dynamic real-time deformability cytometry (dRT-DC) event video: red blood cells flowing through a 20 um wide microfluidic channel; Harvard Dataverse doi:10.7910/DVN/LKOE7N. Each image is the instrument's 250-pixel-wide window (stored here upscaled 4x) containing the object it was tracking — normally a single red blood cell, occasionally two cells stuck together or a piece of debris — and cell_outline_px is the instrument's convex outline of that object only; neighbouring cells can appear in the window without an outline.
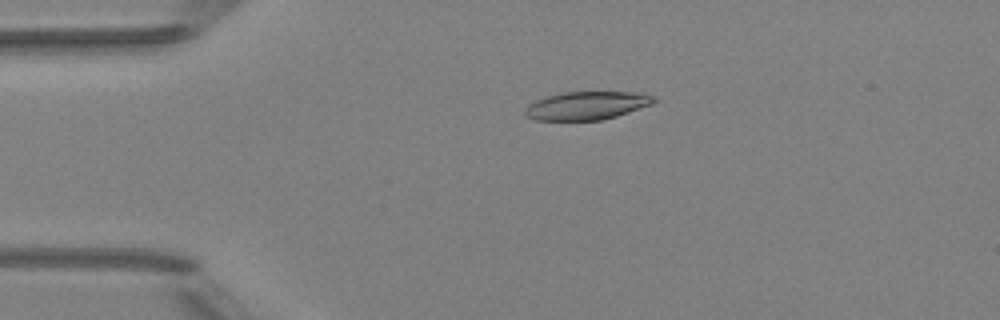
{"species": "Egyptian fruit bat (a non-hibernating species)", "species_latin": "Rousettus aegyptiacus", "temperature_condition": "room temperature", "stored_images_in_passage": 48, "camera_frame_rate_fps": 3000, "um_per_image_px": 0.085, "animal": {"sex": "female"}, "frame": {"image": 1, "passage_image": 8, "time_ms": 2.333, "image_size_px": [1000, 320], "cell_outline_px": [[656, 100], [652, 104], [616, 116], [600, 120], [536, 120], [524, 116], [524, 108], [528, 104], [544, 96], [560, 92], [644, 92], [656, 96]], "centroid_in_image_um": [49.85, 8.96], "position_along_channel_um": 35.1, "area_um2": 21.44}}
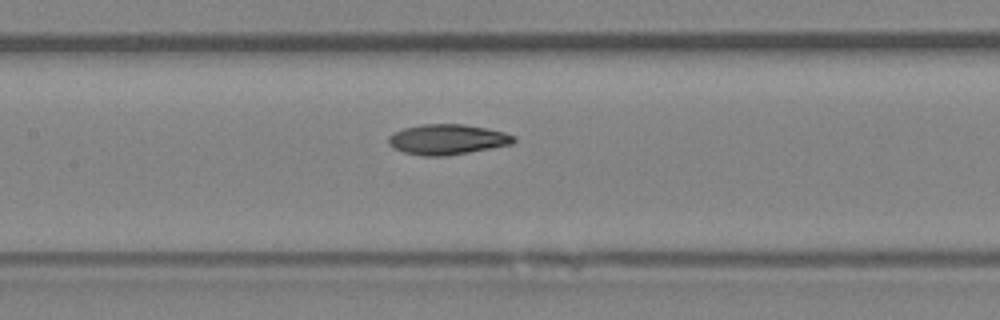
{"frame": {"image": 2, "passage_image": 21, "time_ms": 6.667, "image_size_px": [1000, 320], "cell_outline_px": [[516, 140], [512, 144], [468, 152], [444, 156], [424, 156], [404, 152], [392, 148], [388, 144], [388, 136], [392, 132], [404, 128], [420, 124], [464, 124], [488, 128], [504, 132], [516, 136]], "centroid_in_image_um": [38.0, 11.84], "position_along_channel_um": 169.4, "area_um2": 22.25}}
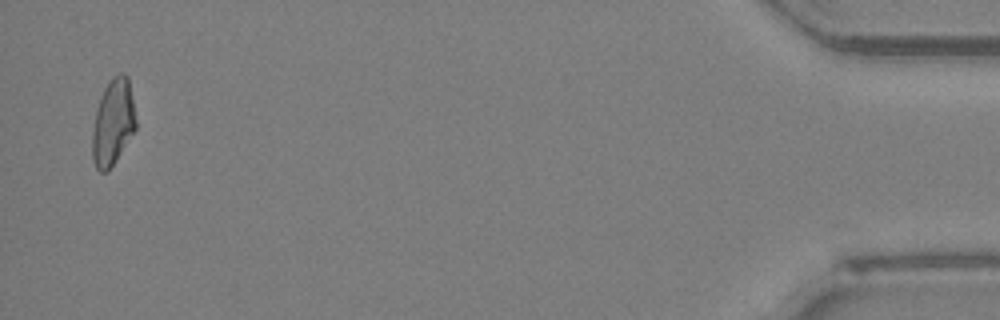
{"frame": {"image": 3, "passage_image": 47, "time_ms": 15.333, "image_size_px": [1000, 320], "cell_outline_px": [[136, 128], [108, 172], [100, 172], [96, 168], [92, 160], [92, 132], [96, 108], [100, 96], [104, 88], [112, 76], [120, 72], [124, 72], [128, 76], [136, 120]], "centroid_in_image_um": [9.58, 10.38], "position_along_channel_um": 425.6, "area_um2": 21.96}, "authors_computed_cell_mechanics": {"area_um2": 21.8484, "velocity_mm_per_s": 4.0032, "shape_relaxation_time_tau1_ms": 9.3314, "shape_relaxation_time_tau2_ms": 3.2401, "deformation_change_tau1": 0.2364, "deformation_change_tau2": 0.0924}}